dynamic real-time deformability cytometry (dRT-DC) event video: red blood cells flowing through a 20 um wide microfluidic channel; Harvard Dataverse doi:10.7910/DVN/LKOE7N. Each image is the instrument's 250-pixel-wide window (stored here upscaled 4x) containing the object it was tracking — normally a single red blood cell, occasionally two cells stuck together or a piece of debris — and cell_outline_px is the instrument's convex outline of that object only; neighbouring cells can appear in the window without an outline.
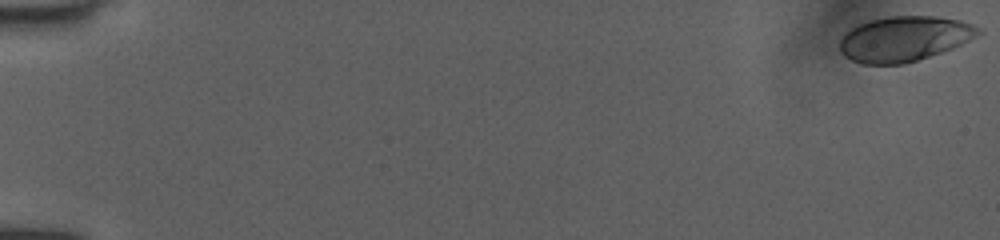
{"species": "human", "species_latin": "Homo sapiens", "temperature_condition": "room temperature", "stored_images_in_passage": 2, "camera_frame_rate_fps": 3000, "um_per_image_px": 0.085, "donor": {"sex": "female"}, "frame": {"image": 1, "passage_image": 1, "time_ms": 0.0, "image_size_px": [1000, 240], "cell_outline_px": [[984, 32], [952, 48], [904, 64], [864, 64], [852, 60], [844, 56], [840, 52], [840, 40], [844, 32], [868, 20], [888, 16], [940, 16], [960, 20], [972, 24], [980, 28]], "centroid_in_image_um": [76.85, 3.28], "position_along_channel_um": 8.2, "area_um2": 36.41}}